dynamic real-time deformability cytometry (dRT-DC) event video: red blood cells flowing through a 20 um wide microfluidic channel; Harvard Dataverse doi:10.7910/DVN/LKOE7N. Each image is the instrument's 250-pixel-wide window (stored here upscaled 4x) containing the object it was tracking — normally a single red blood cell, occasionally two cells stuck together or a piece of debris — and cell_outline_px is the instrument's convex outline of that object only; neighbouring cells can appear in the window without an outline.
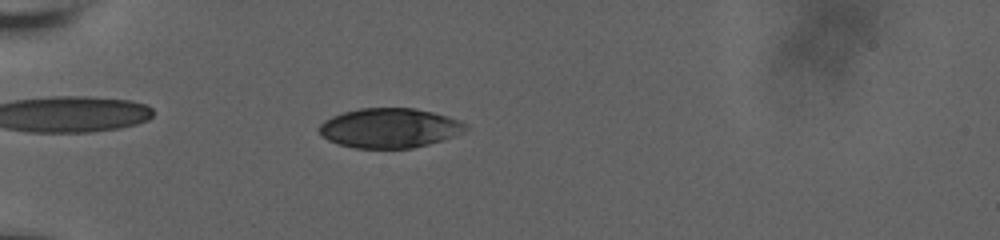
{"species": "human", "species_latin": "Homo sapiens", "temperature_condition": "room temperature", "stored_images_in_passage": 41, "camera_frame_rate_fps": 3000, "um_per_image_px": 0.085, "donor": {"sex": "male"}, "frame": {"image": 1, "passage_image": 2, "time_ms": 0.333, "image_size_px": [1000, 240], "cell_outline_px": [[468, 128], [452, 136], [428, 144], [412, 148], [356, 148], [340, 144], [328, 140], [320, 136], [316, 128], [324, 120], [332, 116], [344, 112], [360, 108], [416, 108], [448, 116], [460, 120], [468, 124]], "centroid_in_image_um": [33.07, 10.87], "position_along_channel_um": 51.9, "area_um2": 33.81}}
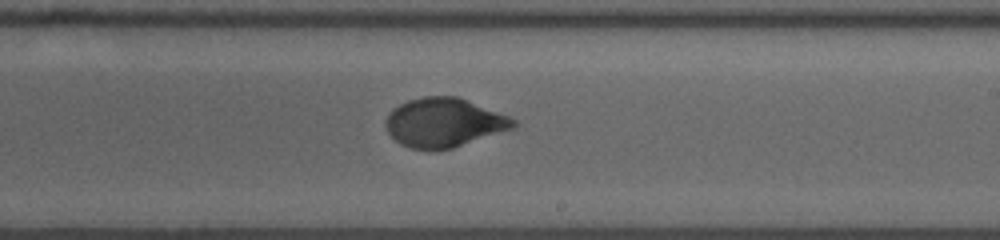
{"frame": {"image": 2, "passage_image": 20, "time_ms": 6.333, "image_size_px": [1000, 240], "cell_outline_px": [[516, 128], [452, 148], [412, 148], [400, 144], [388, 132], [384, 124], [384, 120], [392, 108], [408, 100], [424, 96], [456, 96], [508, 116], [516, 120]], "centroid_in_image_um": [37.73, 10.4], "position_along_channel_um": 251.3, "area_um2": 36.13}}
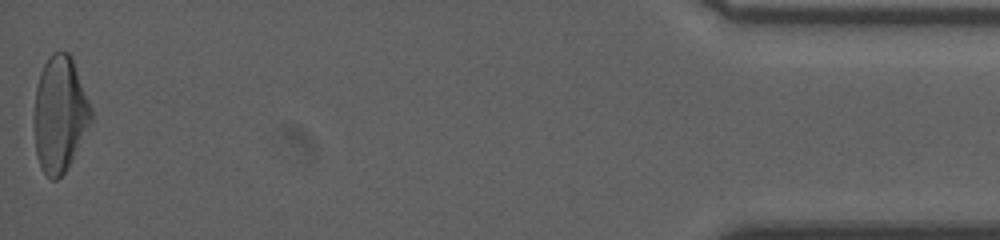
{"frame": {"image": 3, "passage_image": 41, "time_ms": 13.333, "image_size_px": [1000, 240], "cell_outline_px": [[92, 120], [64, 172], [56, 180], [52, 180], [40, 168], [36, 156], [36, 88], [40, 72], [48, 56], [52, 52], [68, 52], [72, 56], [92, 108]], "centroid_in_image_um": [5.1, 9.65], "position_along_channel_um": 430.1, "area_um2": 37.69}, "authors_computed_cell_mechanics": {"area_um2": 36.414, "velocity_mm_per_s": 3.7456, "shape_relaxation_time_tau1_ms": 4.8434, "shape_relaxation_time_tau2_ms": null, "deformation_change_tau1": 0.1896, "deformation_change_tau2": null}}